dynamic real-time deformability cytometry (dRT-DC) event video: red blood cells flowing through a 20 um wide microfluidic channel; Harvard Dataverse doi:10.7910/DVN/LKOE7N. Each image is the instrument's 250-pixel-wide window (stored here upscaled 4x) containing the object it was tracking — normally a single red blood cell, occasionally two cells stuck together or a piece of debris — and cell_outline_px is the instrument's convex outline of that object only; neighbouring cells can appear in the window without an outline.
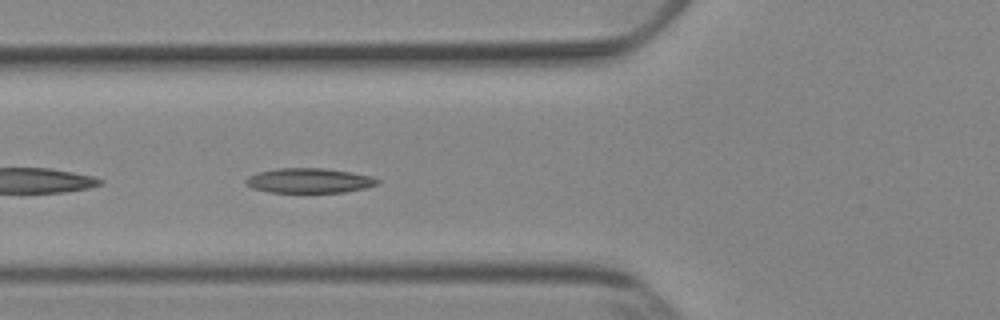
{"species": "Egyptian fruit bat (a non-hibernating species)", "species_latin": "Rousettus aegyptiacus", "temperature_condition": "cold", "stored_images_in_passage": 38, "camera_frame_rate_fps": 3000, "um_per_image_px": 0.085, "animal": {"sex": "female"}, "frame": {"image": 1, "passage_image": 4, "time_ms": 1.0, "image_size_px": [1000, 320], "cell_outline_px": [[380, 184], [368, 188], [344, 192], [272, 192], [252, 188], [244, 184], [244, 180], [248, 176], [256, 172], [276, 168], [324, 168], [352, 172], [372, 176], [380, 180]], "centroid_in_image_um": [26.3, 15.34], "position_along_channel_um": 99.5, "area_um2": 19.31}}
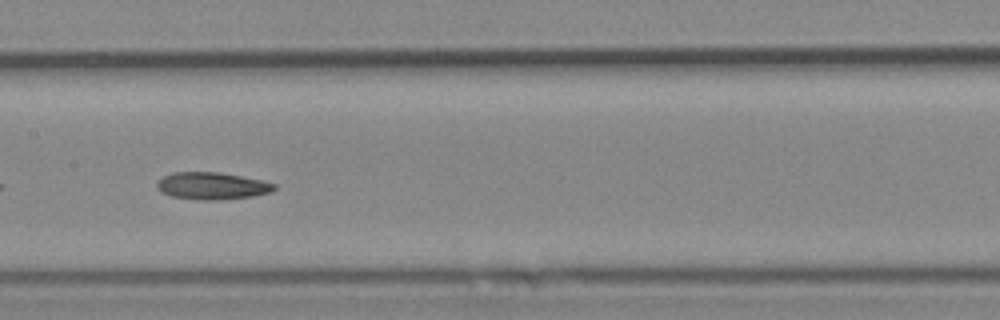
{"frame": {"image": 2, "passage_image": 11, "time_ms": 3.333, "image_size_px": [1000, 320], "cell_outline_px": [[276, 188], [272, 192], [252, 196], [220, 200], [196, 200], [172, 196], [160, 192], [156, 188], [156, 184], [164, 176], [172, 172], [220, 172], [260, 180], [276, 184]], "centroid_in_image_um": [18.0, 15.8], "position_along_channel_um": 189.4, "area_um2": 18.61}}
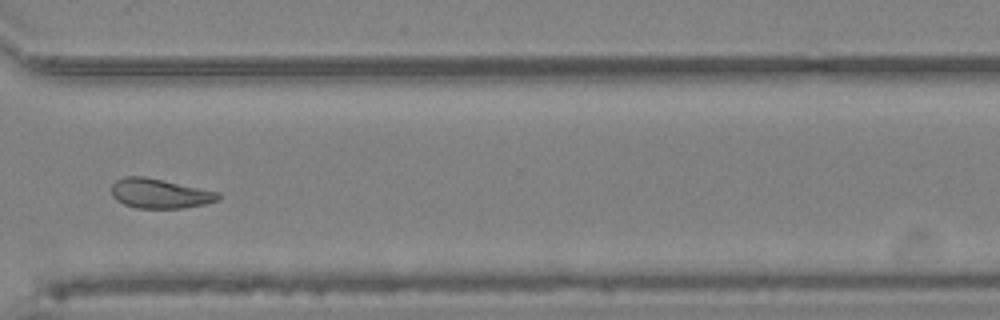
{"frame": {"image": 3, "passage_image": 24, "time_ms": 7.667, "image_size_px": [1000, 320], "cell_outline_px": [[220, 200], [204, 204], [180, 208], [136, 208], [124, 204], [116, 200], [112, 196], [112, 184], [116, 180], [124, 176], [144, 176], [220, 192]], "centroid_in_image_um": [13.57, 16.44], "position_along_channel_um": 357.0, "area_um2": 18.44}, "authors_computed_cell_mechanics": {"area_um2": 18.6405, "velocity_mm_per_s": 3.8686, "shape_relaxation_time_tau1_ms": null, "shape_relaxation_time_tau2_ms": 5.9187, "deformation_change_tau1": null, "deformation_change_tau2": 0.12}}